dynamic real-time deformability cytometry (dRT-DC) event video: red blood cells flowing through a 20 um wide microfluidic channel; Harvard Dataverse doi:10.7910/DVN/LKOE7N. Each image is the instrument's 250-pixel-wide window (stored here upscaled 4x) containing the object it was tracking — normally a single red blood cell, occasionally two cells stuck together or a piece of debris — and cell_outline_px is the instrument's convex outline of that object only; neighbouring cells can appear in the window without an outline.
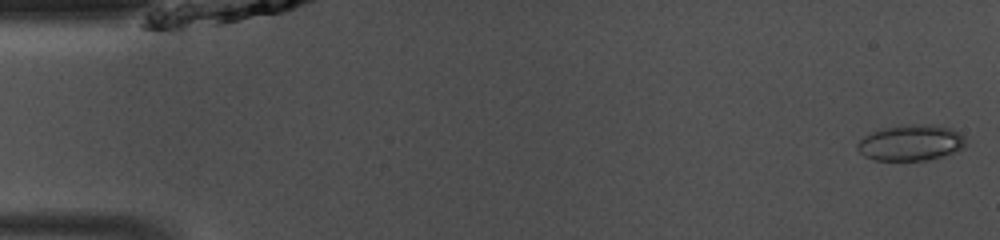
{"species": "common noctule bat (a hibernating species)", "species_latin": "Nyctalus noctula", "temperature_condition": "room temperature", "stored_images_in_passage": 47, "camera_frame_rate_fps": 3000, "um_per_image_px": 0.085, "animal": {"sex": "male", "body_mass_g": 13.0, "forearm_length_mm": 53.1}, "frame": {"image": 1, "passage_image": 1, "time_ms": 0.0, "image_size_px": [1000, 240], "cell_outline_px": [[964, 144], [960, 148], [952, 152], [940, 156], [924, 160], [876, 160], [864, 156], [856, 148], [856, 144], [864, 136], [872, 132], [884, 128], [908, 124], [932, 124], [952, 128], [964, 136]], "centroid_in_image_um": [77.38, 12.11], "position_along_channel_um": 7.6, "area_um2": 22.37}}
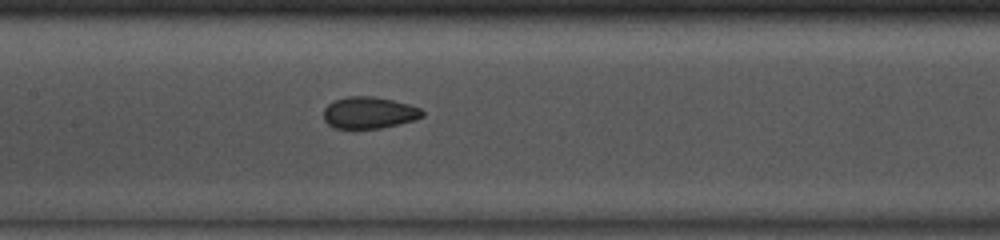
{"frame": {"image": 2, "passage_image": 22, "time_ms": 7.0, "image_size_px": [1000, 240], "cell_outline_px": [[424, 116], [416, 120], [380, 128], [336, 128], [328, 124], [324, 120], [324, 108], [328, 104], [344, 96], [372, 96], [392, 100], [408, 104], [420, 108], [424, 112]], "centroid_in_image_um": [31.38, 9.57], "position_along_channel_um": 176.0, "area_um2": 18.21}}
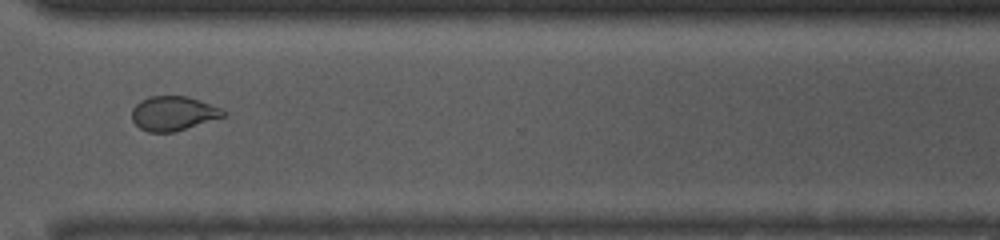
{"frame": {"image": 3, "passage_image": 35, "time_ms": 11.333, "image_size_px": [1000, 240], "cell_outline_px": [[224, 116], [176, 132], [148, 132], [140, 128], [132, 120], [132, 108], [140, 100], [148, 96], [188, 96], [220, 108], [224, 112]], "centroid_in_image_um": [14.68, 9.64], "position_along_channel_um": 355.9, "area_um2": 18.21}, "authors_computed_cell_mechanics": {"area_um2": 19.4786, "velocity_mm_per_s": 4.1752, "shape_relaxation_time_tau1_ms": null, "shape_relaxation_time_tau2_ms": 1.6011, "deformation_change_tau1": null, "deformation_change_tau2": 0.0452}}